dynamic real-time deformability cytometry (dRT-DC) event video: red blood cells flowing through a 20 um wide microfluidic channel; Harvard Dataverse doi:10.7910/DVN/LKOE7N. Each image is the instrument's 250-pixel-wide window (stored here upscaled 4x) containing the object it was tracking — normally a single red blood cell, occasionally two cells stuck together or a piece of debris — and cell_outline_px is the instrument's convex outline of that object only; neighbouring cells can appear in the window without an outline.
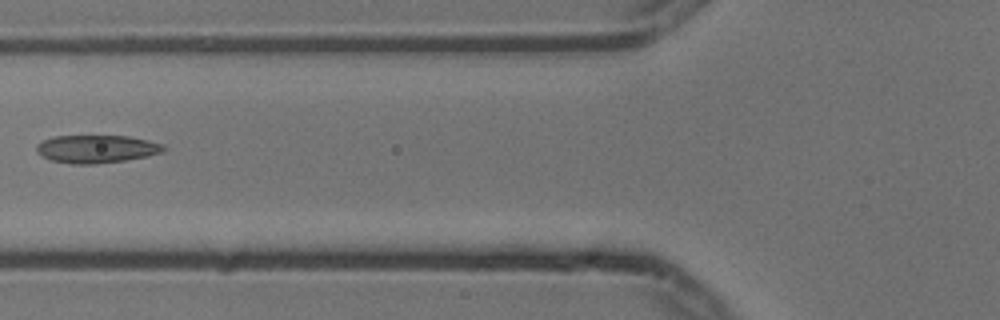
{"species": "common noctule bat (a hibernating species)", "species_latin": "Nyctalus noctula", "temperature_condition": "cold", "stored_images_in_passage": 5, "camera_frame_rate_fps": 3000, "um_per_image_px": 0.085, "animal": {"sex": "male", "body_mass_g": 13.3}, "frame": {"image": 1, "passage_image": 5, "time_ms": 1.333, "image_size_px": [1000, 320], "cell_outline_px": [[168, 148], [164, 152], [148, 156], [124, 160], [96, 164], [72, 164], [52, 160], [36, 152], [36, 144], [52, 136], [128, 136], [148, 140], [164, 144]], "centroid_in_image_um": [8.25, 12.66], "position_along_channel_um": 117.6, "area_um2": 20.75}}